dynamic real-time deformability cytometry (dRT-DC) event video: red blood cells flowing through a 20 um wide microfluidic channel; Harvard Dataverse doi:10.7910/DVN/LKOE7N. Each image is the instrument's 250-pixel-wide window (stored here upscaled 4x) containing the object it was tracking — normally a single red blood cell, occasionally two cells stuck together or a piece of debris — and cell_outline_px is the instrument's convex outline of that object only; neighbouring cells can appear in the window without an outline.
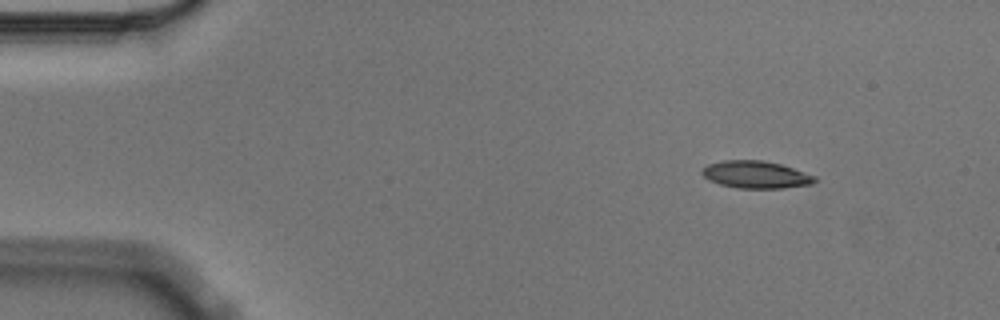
{"species": "Egyptian fruit bat (a non-hibernating species)", "species_latin": "Rousettus aegyptiacus", "temperature_condition": "cold", "stored_images_in_passage": 3, "camera_frame_rate_fps": 3000, "um_per_image_px": 0.085, "animal": {"sex": "male"}, "frame": {"image": 1, "passage_image": 1, "time_ms": 0.0, "image_size_px": [1000, 320], "cell_outline_px": [[816, 180], [812, 184], [784, 188], [740, 188], [720, 184], [708, 180], [700, 172], [708, 164], [724, 160], [764, 160], [780, 164], [816, 176]], "centroid_in_image_um": [64.24, 14.84], "position_along_channel_um": 20.8, "area_um2": 17.86}}